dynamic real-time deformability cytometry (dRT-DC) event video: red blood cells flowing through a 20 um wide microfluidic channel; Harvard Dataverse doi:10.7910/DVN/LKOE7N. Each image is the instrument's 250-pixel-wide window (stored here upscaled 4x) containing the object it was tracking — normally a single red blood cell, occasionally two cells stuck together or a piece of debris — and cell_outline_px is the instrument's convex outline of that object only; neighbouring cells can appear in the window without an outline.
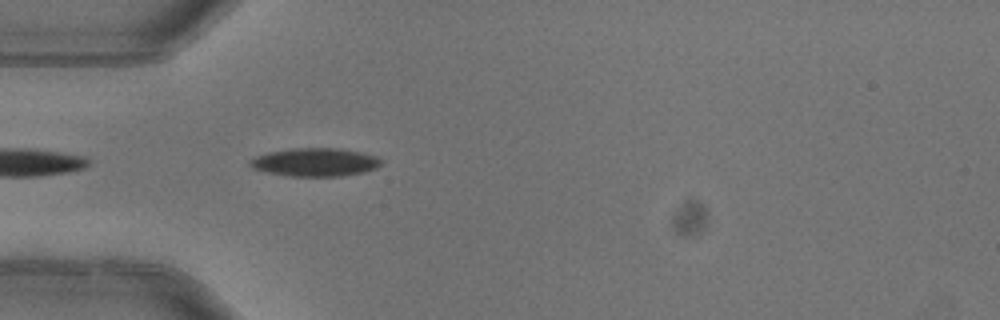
{"species": "common noctule bat (a hibernating species)", "species_latin": "Nyctalus noctula", "temperature_condition": "warm", "stored_images_in_passage": 1, "camera_frame_rate_fps": 3000, "um_per_image_px": 0.085, "animal": {"sex": "female"}, "frame": {"image": 1, "passage_image": 1, "time_ms": 0.0, "image_size_px": [1000, 320], "cell_outline_px": [[384, 164], [376, 168], [364, 172], [344, 176], [288, 176], [268, 172], [252, 168], [248, 164], [248, 160], [256, 156], [268, 152], [292, 148], [340, 148], [360, 152], [376, 156], [384, 160]], "centroid_in_image_um": [26.81, 13.78], "position_along_channel_um": 58.2, "area_um2": 21.85}}